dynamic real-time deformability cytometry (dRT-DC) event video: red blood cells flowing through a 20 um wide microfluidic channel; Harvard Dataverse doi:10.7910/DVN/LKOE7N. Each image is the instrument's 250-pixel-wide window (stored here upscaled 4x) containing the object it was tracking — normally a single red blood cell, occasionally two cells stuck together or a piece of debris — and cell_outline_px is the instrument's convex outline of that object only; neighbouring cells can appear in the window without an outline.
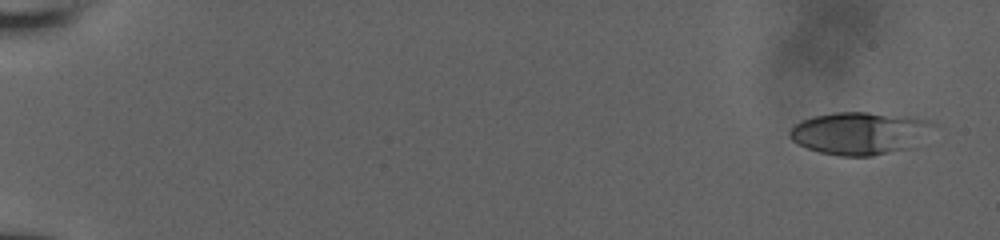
{"species": "human", "species_latin": "Homo sapiens", "temperature_condition": "room temperature", "stored_images_in_passage": 18, "camera_frame_rate_fps": 3000, "um_per_image_px": 0.085, "donor": {"sex": "male"}, "frame": {"image": 1, "passage_image": 1, "time_ms": 0.0, "image_size_px": [1000, 240], "cell_outline_px": [[936, 124], [912, 148], [872, 156], [840, 156], [820, 152], [808, 148], [792, 140], [788, 136], [788, 132], [800, 120], [812, 116], [836, 112], [868, 112], [912, 116], [928, 120]], "centroid_in_image_um": [73.08, 11.31], "position_along_channel_um": 11.9, "area_um2": 35.72}}
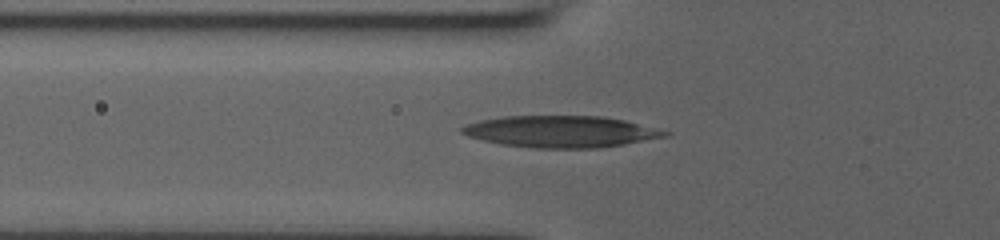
{"frame": {"image": 2, "passage_image": 11, "time_ms": 6.667, "image_size_px": [1000, 240], "cell_outline_px": [[672, 132], [668, 136], [624, 144], [596, 148], [532, 148], [500, 144], [468, 136], [460, 132], [460, 128], [468, 124], [480, 120], [504, 116], [604, 116], [624, 120]], "centroid_in_image_um": [47.67, 11.18], "position_along_channel_um": 78.1, "area_um2": 37.34}}
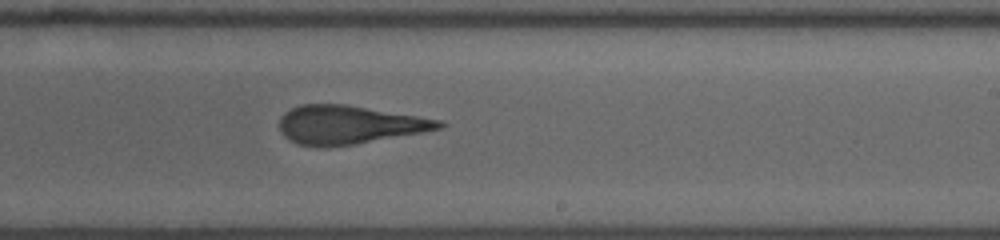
{"frame": {"image": 3, "passage_image": 18, "time_ms": 11.333, "image_size_px": [1000, 240], "cell_outline_px": [[448, 124], [444, 128], [356, 144], [328, 148], [320, 148], [296, 144], [288, 140], [280, 132], [280, 116], [284, 112], [300, 104], [344, 104], [444, 120]], "centroid_in_image_um": [29.66, 10.62], "position_along_channel_um": 259.3, "area_um2": 36.3}}